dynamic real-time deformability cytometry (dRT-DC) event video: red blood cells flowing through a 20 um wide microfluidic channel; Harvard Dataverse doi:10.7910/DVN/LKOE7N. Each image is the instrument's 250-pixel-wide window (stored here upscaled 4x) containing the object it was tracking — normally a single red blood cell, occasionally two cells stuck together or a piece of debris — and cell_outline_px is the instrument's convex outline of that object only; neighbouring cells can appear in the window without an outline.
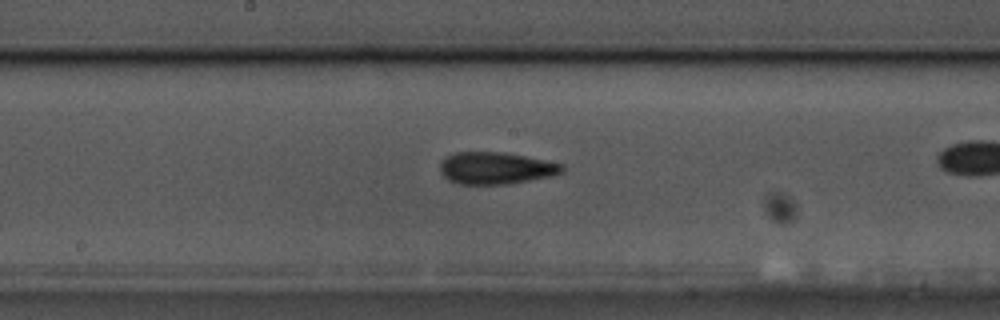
{"species": "common noctule bat (a hibernating species)", "species_latin": "Nyctalus noctula", "temperature_condition": "cold", "stored_images_in_passage": 36, "camera_frame_rate_fps": 3000, "um_per_image_px": 0.085, "animal": {"sex": "male", "body_mass_g": 17.5, "forearm_length_mm": 52.3}, "frame": {"image": 1, "passage_image": 21, "time_ms": 6.667, "image_size_px": [1000, 320], "cell_outline_px": [[564, 172], [552, 176], [508, 184], [460, 184], [448, 180], [440, 172], [440, 164], [448, 156], [456, 152], [500, 152], [524, 156], [564, 164]], "centroid_in_image_um": [42.16, 14.3], "position_along_channel_um": 206.0, "area_um2": 22.66}}